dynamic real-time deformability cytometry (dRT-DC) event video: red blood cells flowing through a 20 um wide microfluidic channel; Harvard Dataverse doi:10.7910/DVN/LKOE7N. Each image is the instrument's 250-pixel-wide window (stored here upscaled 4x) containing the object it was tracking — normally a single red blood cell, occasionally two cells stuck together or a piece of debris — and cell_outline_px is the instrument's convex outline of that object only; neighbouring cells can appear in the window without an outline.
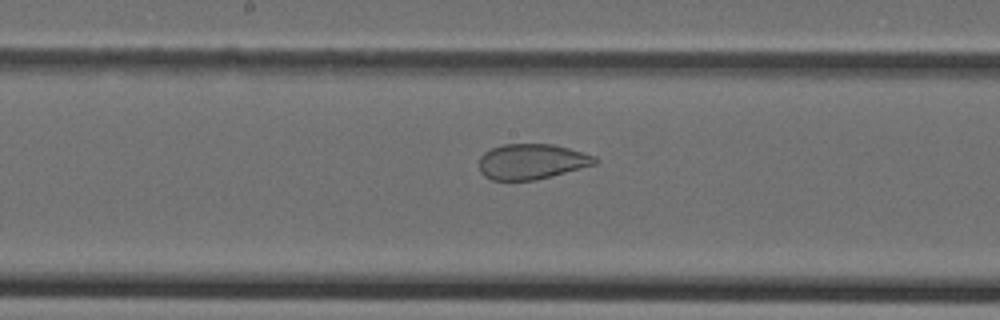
{"species": "Egyptian fruit bat (a non-hibernating species)", "species_latin": "Rousettus aegyptiacus", "temperature_condition": "cold", "stored_images_in_passage": 32, "camera_frame_rate_fps": 3000, "um_per_image_px": 0.085, "animal": {"sex": "female"}, "frame": {"image": 1, "passage_image": 10, "time_ms": 3.0, "image_size_px": [1000, 320], "cell_outline_px": [[600, 160], [596, 164], [552, 176], [536, 180], [492, 180], [484, 176], [480, 172], [480, 156], [484, 152], [492, 148], [504, 144], [552, 144], [568, 148], [596, 156]], "centroid_in_image_um": [45.21, 13.73], "position_along_channel_um": 203.0, "area_um2": 23.93}}
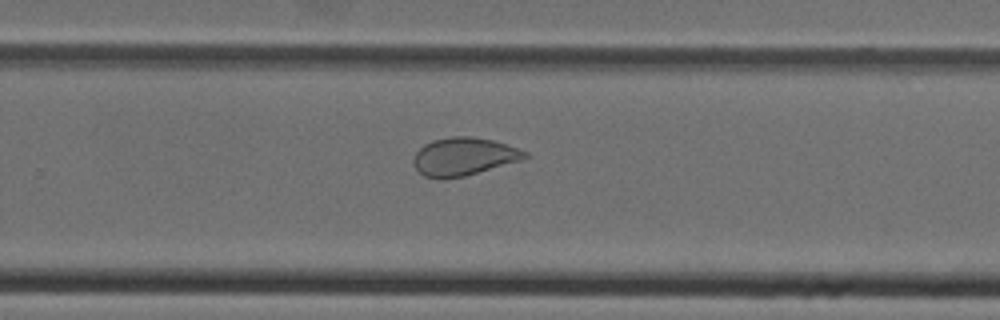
{"frame": {"image": 2, "passage_image": 16, "time_ms": 5.0, "image_size_px": [1000, 320], "cell_outline_px": [[528, 156], [524, 160], [464, 176], [444, 180], [424, 176], [416, 168], [412, 160], [416, 152], [424, 144], [432, 140], [452, 136], [472, 136], [492, 140], [528, 152]], "centroid_in_image_um": [39.41, 13.32], "position_along_channel_um": 290.4, "area_um2": 24.74}}
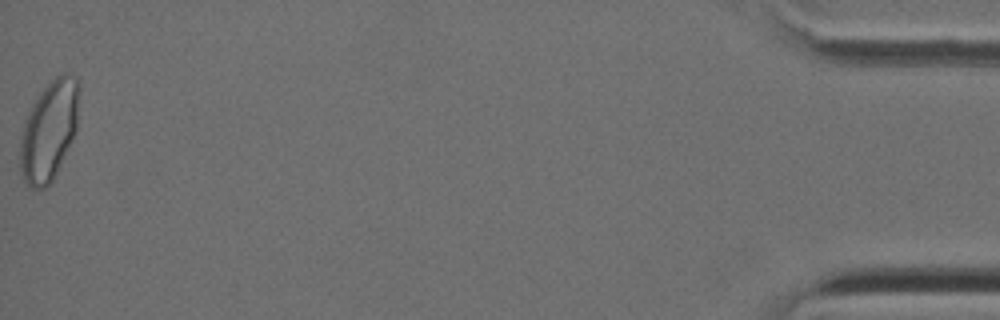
{"frame": {"image": 3, "passage_image": 32, "time_ms": 10.333, "image_size_px": [1000, 320], "cell_outline_px": [[80, 92], [76, 132], [52, 180], [44, 188], [32, 188], [24, 180], [20, 168], [20, 140], [24, 124], [28, 112], [32, 104], [40, 92], [60, 72], [64, 72], [72, 76], [76, 80], [80, 88]], "centroid_in_image_um": [4.18, 11.07], "position_along_channel_um": 431.0, "area_um2": 33.99}}